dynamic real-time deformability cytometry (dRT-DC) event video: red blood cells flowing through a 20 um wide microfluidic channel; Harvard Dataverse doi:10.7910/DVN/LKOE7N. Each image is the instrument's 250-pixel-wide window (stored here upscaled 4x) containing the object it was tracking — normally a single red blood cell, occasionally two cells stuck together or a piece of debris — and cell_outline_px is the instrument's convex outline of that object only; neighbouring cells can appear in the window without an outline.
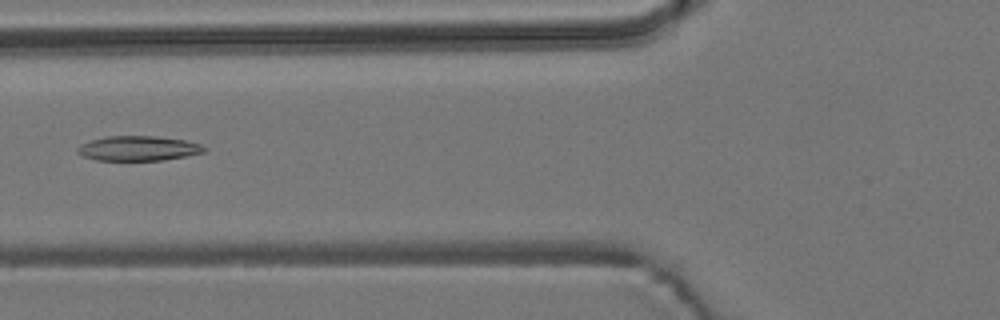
{"species": "common noctule bat (a hibernating species)", "species_latin": "Nyctalus noctula", "temperature_condition": "room temperature", "stored_images_in_passage": 6, "camera_frame_rate_fps": 3000, "um_per_image_px": 0.085, "animal": {"sex": "male", "body_mass_g": 19.2, "forearm_length_mm": 51.8}, "frame": {"image": 1, "passage_image": 6, "time_ms": 5.667, "image_size_px": [1000, 320], "cell_outline_px": [[208, 148], [204, 152], [164, 160], [96, 160], [84, 156], [76, 152], [76, 148], [80, 144], [104, 136], [156, 136], [184, 140], [200, 144]], "centroid_in_image_um": [11.73, 12.6], "position_along_channel_um": 114.1, "area_um2": 18.26}}